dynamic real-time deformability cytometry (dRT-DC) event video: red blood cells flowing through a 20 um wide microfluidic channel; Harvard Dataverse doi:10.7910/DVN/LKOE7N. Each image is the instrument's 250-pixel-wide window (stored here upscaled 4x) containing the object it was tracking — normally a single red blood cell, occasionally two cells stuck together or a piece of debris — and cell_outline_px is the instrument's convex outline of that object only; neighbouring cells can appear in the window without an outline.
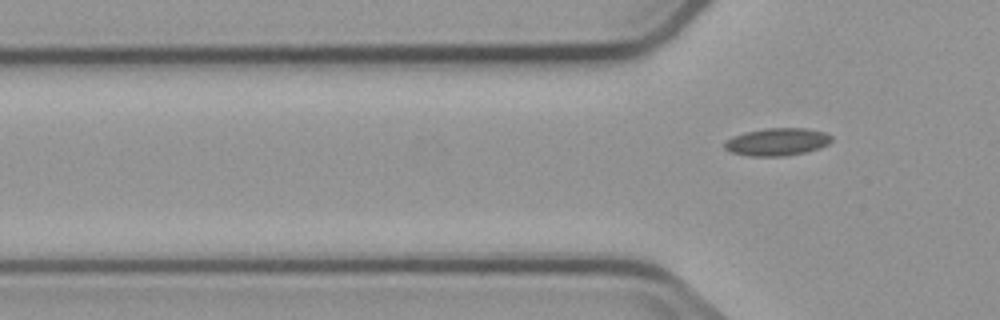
{"species": "common noctule bat (a hibernating species)", "species_latin": "Nyctalus noctula", "temperature_condition": "cold", "stored_images_in_passage": 3, "camera_frame_rate_fps": 3000, "um_per_image_px": 0.085, "animal": {"sex": "male", "body_mass_g": 23.1, "forearm_length_mm": 52.7}, "frame": {"image": 1, "passage_image": 3, "time_ms": 3.333, "image_size_px": [1000, 320], "cell_outline_px": [[832, 140], [828, 144], [820, 148], [804, 152], [784, 156], [748, 156], [732, 152], [724, 148], [724, 144], [732, 136], [744, 132], [764, 128], [804, 128], [824, 132], [832, 136]], "centroid_in_image_um": [66.05, 12.05], "position_along_channel_um": 59.7, "area_um2": 17.17}}